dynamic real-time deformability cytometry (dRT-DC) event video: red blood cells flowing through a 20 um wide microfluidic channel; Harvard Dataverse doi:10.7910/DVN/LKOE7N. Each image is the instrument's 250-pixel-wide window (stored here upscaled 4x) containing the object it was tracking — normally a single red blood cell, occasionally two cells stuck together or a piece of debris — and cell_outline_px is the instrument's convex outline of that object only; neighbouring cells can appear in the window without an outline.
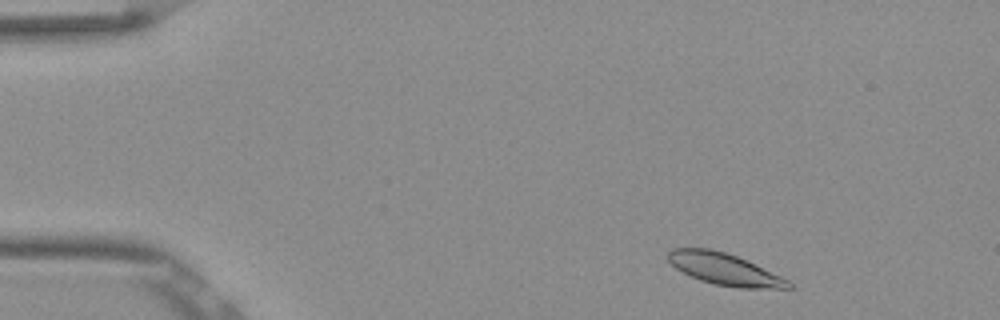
{"species": "Egyptian fruit bat (a non-hibernating species)", "species_latin": "Rousettus aegyptiacus", "temperature_condition": "room temperature", "stored_images_in_passage": 49, "camera_frame_rate_fps": 3000, "um_per_image_px": 0.085, "frame": {"image": 1, "passage_image": 3, "time_ms": 0.667, "image_size_px": [1000, 320], "cell_outline_px": [[792, 288], [740, 288], [716, 284], [700, 280], [676, 268], [668, 260], [668, 252], [672, 248], [708, 248], [724, 252], [748, 260], [788, 280], [792, 284]], "centroid_in_image_um": [61.59, 22.87], "position_along_channel_um": 23.4, "area_um2": 21.96}}
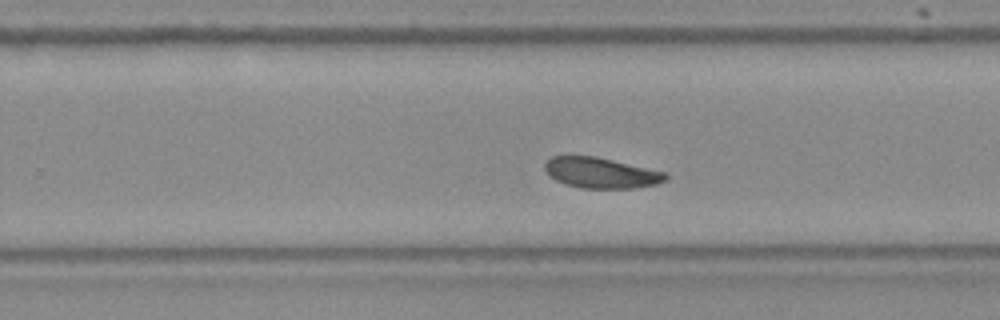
{"frame": {"image": 2, "passage_image": 30, "time_ms": 9.667, "image_size_px": [1000, 320], "cell_outline_px": [[668, 180], [656, 184], [632, 188], [580, 188], [564, 184], [556, 180], [544, 168], [544, 164], [552, 156], [596, 156], [668, 172]], "centroid_in_image_um": [51.14, 14.69], "position_along_channel_um": 278.7, "area_um2": 21.62}}
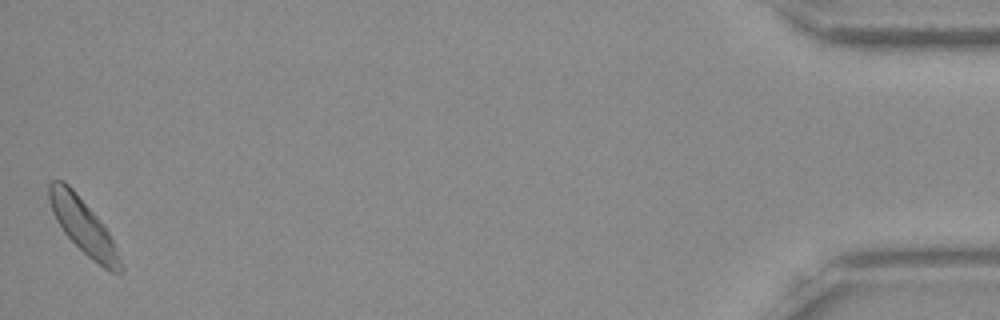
{"frame": {"image": 3, "passage_image": 49, "time_ms": 16.0, "image_size_px": [1000, 320], "cell_outline_px": [[124, 268], [120, 272], [112, 272], [104, 268], [92, 260], [64, 232], [56, 220], [52, 212], [48, 200], [48, 184], [52, 180], [64, 180], [72, 188], [104, 224], [112, 240]], "centroid_in_image_um": [7.05, 19.19], "position_along_channel_um": 428.2, "area_um2": 22.48}, "authors_computed_cell_mechanics": {"area_um2": 22.253, "velocity_mm_per_s": 3.7881, "shape_relaxation_time_tau1_ms": 2.5523, "shape_relaxation_time_tau2_ms": 3.319, "deformation_change_tau1": 0.0755, "deformation_change_tau2": 0.077}}